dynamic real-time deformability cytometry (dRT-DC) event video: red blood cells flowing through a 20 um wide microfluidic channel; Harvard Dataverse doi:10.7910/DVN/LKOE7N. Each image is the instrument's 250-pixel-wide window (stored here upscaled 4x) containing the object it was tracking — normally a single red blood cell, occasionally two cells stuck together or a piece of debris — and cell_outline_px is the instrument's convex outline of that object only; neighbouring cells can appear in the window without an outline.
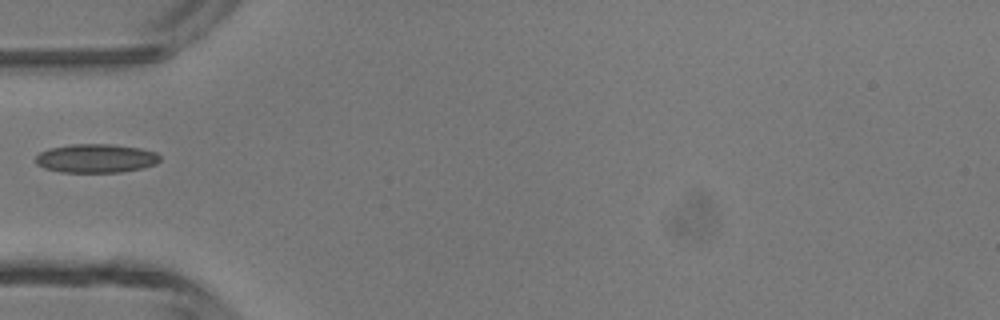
{"species": "common noctule bat (a hibernating species)", "species_latin": "Nyctalus noctula", "temperature_condition": "room temperature", "stored_images_in_passage": 1, "camera_frame_rate_fps": 3000, "um_per_image_px": 0.085, "animal": {"sex": "male", "body_mass_g": 13.3}, "frame": {"image": 1, "passage_image": 1, "time_ms": 0.0, "image_size_px": [1000, 320], "cell_outline_px": [[160, 160], [156, 164], [144, 168], [120, 172], [60, 172], [44, 168], [36, 164], [36, 156], [40, 152], [48, 148], [72, 144], [112, 144], [140, 148], [156, 152], [160, 156]], "centroid_in_image_um": [8.16, 13.46], "position_along_channel_um": 76.8, "area_um2": 20.98}}